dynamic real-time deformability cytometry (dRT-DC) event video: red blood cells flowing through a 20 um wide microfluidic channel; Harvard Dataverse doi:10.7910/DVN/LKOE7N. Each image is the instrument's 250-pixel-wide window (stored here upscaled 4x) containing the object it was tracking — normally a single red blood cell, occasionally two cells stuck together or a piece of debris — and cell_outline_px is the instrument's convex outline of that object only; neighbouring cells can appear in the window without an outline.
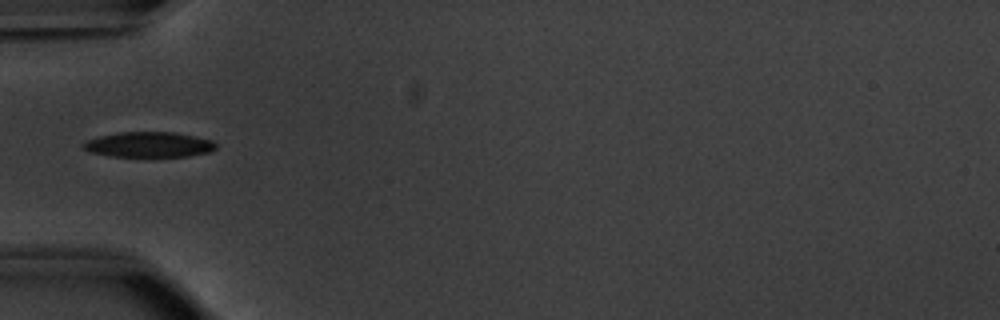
{"species": "common noctule bat (a hibernating species)", "species_latin": "Nyctalus noctula", "temperature_condition": "warm", "stored_images_in_passage": 36, "camera_frame_rate_fps": 3000, "um_per_image_px": 0.085, "animal": {"sex": "male", "body_mass_g": 20.1, "forearm_length_mm": 53.5}, "frame": {"image": 1, "passage_image": 1, "time_ms": 0.0, "image_size_px": [1000, 320], "cell_outline_px": [[216, 148], [208, 152], [188, 156], [108, 156], [92, 152], [84, 148], [80, 144], [88, 140], [100, 136], [120, 132], [172, 132], [196, 136], [212, 140], [216, 144]], "centroid_in_image_um": [12.66, 12.28], "position_along_channel_um": 72.3, "area_um2": 19.36}}
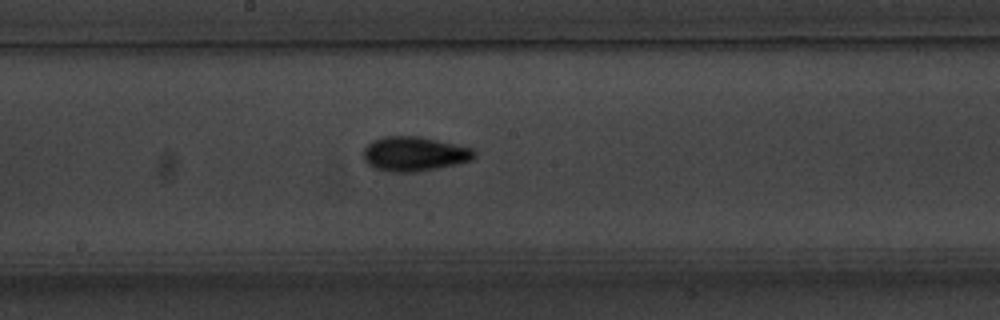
{"frame": {"image": 2, "passage_image": 12, "time_ms": 3.667, "image_size_px": [1000, 320], "cell_outline_px": [[476, 156], [472, 160], [456, 164], [416, 172], [392, 172], [376, 168], [368, 164], [364, 160], [364, 148], [372, 140], [384, 136], [420, 136], [456, 144], [472, 148], [476, 152]], "centroid_in_image_um": [35.23, 13.07], "position_along_channel_um": 213.0, "area_um2": 22.31}}
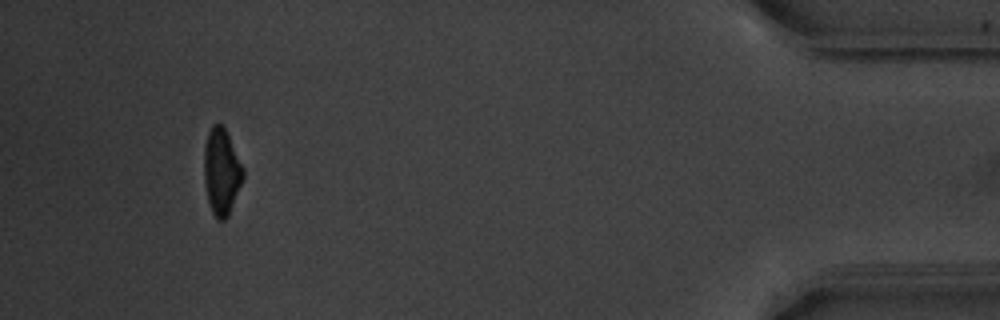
{"frame": {"image": 3, "passage_image": 33, "time_ms": 10.667, "image_size_px": [1000, 320], "cell_outline_px": [[244, 176], [228, 216], [224, 220], [216, 220], [212, 212], [208, 200], [204, 184], [204, 148], [208, 132], [212, 124], [224, 124], [244, 168]], "centroid_in_image_um": [18.83, 14.56], "position_along_channel_um": 416.4, "area_um2": 19.83}, "authors_computed_cell_mechanics": {"area_um2": 20.2878, "velocity_mm_per_s": 3.8081, "shape_relaxation_time_tau1_ms": 3.8651, "shape_relaxation_time_tau2_ms": 2.1645, "deformation_change_tau1": 0.1552, "deformation_change_tau2": 0.0805}}